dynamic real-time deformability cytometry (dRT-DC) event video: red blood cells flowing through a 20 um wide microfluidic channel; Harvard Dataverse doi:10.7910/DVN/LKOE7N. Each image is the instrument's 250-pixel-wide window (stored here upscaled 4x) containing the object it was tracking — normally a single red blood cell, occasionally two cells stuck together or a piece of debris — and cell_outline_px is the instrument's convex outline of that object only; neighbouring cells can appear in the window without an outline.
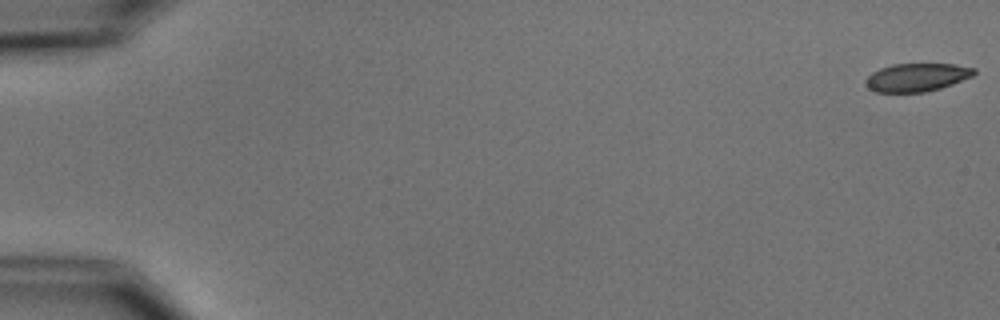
{"species": "common noctule bat (a hibernating species)", "species_latin": "Nyctalus noctula", "temperature_condition": "cold", "stored_images_in_passage": 4, "camera_frame_rate_fps": 3000, "um_per_image_px": 0.085, "animal": {"sex": "male", "body_mass_g": 15.6}, "frame": {"image": 1, "passage_image": 1, "time_ms": 0.0, "image_size_px": [1000, 320], "cell_outline_px": [[976, 72], [972, 76], [952, 84], [940, 88], [924, 92], [876, 92], [868, 88], [864, 84], [864, 80], [872, 72], [880, 68], [892, 64], [956, 64], [976, 68]], "centroid_in_image_um": [77.91, 6.57], "position_along_channel_um": 7.1, "area_um2": 17.86}}